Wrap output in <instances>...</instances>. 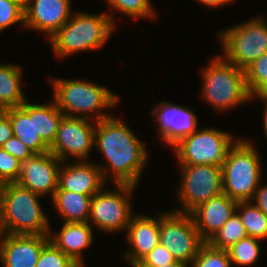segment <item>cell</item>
Here are the masks:
<instances>
[{"instance_id":"16","label":"cell","mask_w":267,"mask_h":267,"mask_svg":"<svg viewBox=\"0 0 267 267\" xmlns=\"http://www.w3.org/2000/svg\"><path fill=\"white\" fill-rule=\"evenodd\" d=\"M71 0H30L24 10V27L44 32L48 39L72 16Z\"/></svg>"},{"instance_id":"31","label":"cell","mask_w":267,"mask_h":267,"mask_svg":"<svg viewBox=\"0 0 267 267\" xmlns=\"http://www.w3.org/2000/svg\"><path fill=\"white\" fill-rule=\"evenodd\" d=\"M68 255L49 242L41 251L35 267H77Z\"/></svg>"},{"instance_id":"7","label":"cell","mask_w":267,"mask_h":267,"mask_svg":"<svg viewBox=\"0 0 267 267\" xmlns=\"http://www.w3.org/2000/svg\"><path fill=\"white\" fill-rule=\"evenodd\" d=\"M219 32L222 56L243 70L267 52V22L262 17L251 18Z\"/></svg>"},{"instance_id":"29","label":"cell","mask_w":267,"mask_h":267,"mask_svg":"<svg viewBox=\"0 0 267 267\" xmlns=\"http://www.w3.org/2000/svg\"><path fill=\"white\" fill-rule=\"evenodd\" d=\"M190 267H232V262L227 250L214 248L208 242H204Z\"/></svg>"},{"instance_id":"22","label":"cell","mask_w":267,"mask_h":267,"mask_svg":"<svg viewBox=\"0 0 267 267\" xmlns=\"http://www.w3.org/2000/svg\"><path fill=\"white\" fill-rule=\"evenodd\" d=\"M51 200L64 222H89L91 196L57 189Z\"/></svg>"},{"instance_id":"17","label":"cell","mask_w":267,"mask_h":267,"mask_svg":"<svg viewBox=\"0 0 267 267\" xmlns=\"http://www.w3.org/2000/svg\"><path fill=\"white\" fill-rule=\"evenodd\" d=\"M106 181L97 163L75 161L70 165L62 161L58 174L57 189L93 196L105 187Z\"/></svg>"},{"instance_id":"4","label":"cell","mask_w":267,"mask_h":267,"mask_svg":"<svg viewBox=\"0 0 267 267\" xmlns=\"http://www.w3.org/2000/svg\"><path fill=\"white\" fill-rule=\"evenodd\" d=\"M40 197L17 182L9 183L0 199V233L48 235L51 228Z\"/></svg>"},{"instance_id":"6","label":"cell","mask_w":267,"mask_h":267,"mask_svg":"<svg viewBox=\"0 0 267 267\" xmlns=\"http://www.w3.org/2000/svg\"><path fill=\"white\" fill-rule=\"evenodd\" d=\"M246 139L230 147L222 168L223 193L237 202L251 201L261 182L260 154Z\"/></svg>"},{"instance_id":"5","label":"cell","mask_w":267,"mask_h":267,"mask_svg":"<svg viewBox=\"0 0 267 267\" xmlns=\"http://www.w3.org/2000/svg\"><path fill=\"white\" fill-rule=\"evenodd\" d=\"M202 96L219 112H226L251 101L247 90L245 70L217 56L202 69Z\"/></svg>"},{"instance_id":"14","label":"cell","mask_w":267,"mask_h":267,"mask_svg":"<svg viewBox=\"0 0 267 267\" xmlns=\"http://www.w3.org/2000/svg\"><path fill=\"white\" fill-rule=\"evenodd\" d=\"M151 114L157 120L159 140L171 147L198 129L197 115L193 113V110L191 111L190 107L188 109L162 101L156 104Z\"/></svg>"},{"instance_id":"10","label":"cell","mask_w":267,"mask_h":267,"mask_svg":"<svg viewBox=\"0 0 267 267\" xmlns=\"http://www.w3.org/2000/svg\"><path fill=\"white\" fill-rule=\"evenodd\" d=\"M181 183L177 196L181 209L173 211L189 214L194 208L223 193L222 169L213 165H179Z\"/></svg>"},{"instance_id":"37","label":"cell","mask_w":267,"mask_h":267,"mask_svg":"<svg viewBox=\"0 0 267 267\" xmlns=\"http://www.w3.org/2000/svg\"><path fill=\"white\" fill-rule=\"evenodd\" d=\"M251 202L267 215V184L261 185L260 183L258 185Z\"/></svg>"},{"instance_id":"26","label":"cell","mask_w":267,"mask_h":267,"mask_svg":"<svg viewBox=\"0 0 267 267\" xmlns=\"http://www.w3.org/2000/svg\"><path fill=\"white\" fill-rule=\"evenodd\" d=\"M247 237L239 214L235 211L208 243L217 249L227 250L239 240Z\"/></svg>"},{"instance_id":"25","label":"cell","mask_w":267,"mask_h":267,"mask_svg":"<svg viewBox=\"0 0 267 267\" xmlns=\"http://www.w3.org/2000/svg\"><path fill=\"white\" fill-rule=\"evenodd\" d=\"M236 212L239 214L247 236L258 240L267 239V215L251 201L238 202Z\"/></svg>"},{"instance_id":"40","label":"cell","mask_w":267,"mask_h":267,"mask_svg":"<svg viewBox=\"0 0 267 267\" xmlns=\"http://www.w3.org/2000/svg\"><path fill=\"white\" fill-rule=\"evenodd\" d=\"M9 183L10 182L0 173V199L6 193Z\"/></svg>"},{"instance_id":"42","label":"cell","mask_w":267,"mask_h":267,"mask_svg":"<svg viewBox=\"0 0 267 267\" xmlns=\"http://www.w3.org/2000/svg\"><path fill=\"white\" fill-rule=\"evenodd\" d=\"M12 1L17 3L24 10L28 7V5L30 3V0H12Z\"/></svg>"},{"instance_id":"23","label":"cell","mask_w":267,"mask_h":267,"mask_svg":"<svg viewBox=\"0 0 267 267\" xmlns=\"http://www.w3.org/2000/svg\"><path fill=\"white\" fill-rule=\"evenodd\" d=\"M22 74L17 64H0V110L20 107L27 100L21 87Z\"/></svg>"},{"instance_id":"9","label":"cell","mask_w":267,"mask_h":267,"mask_svg":"<svg viewBox=\"0 0 267 267\" xmlns=\"http://www.w3.org/2000/svg\"><path fill=\"white\" fill-rule=\"evenodd\" d=\"M116 187L115 191L104 187L92 196L89 224L103 232L127 230L134 215L130 197L137 187L128 184H116Z\"/></svg>"},{"instance_id":"1","label":"cell","mask_w":267,"mask_h":267,"mask_svg":"<svg viewBox=\"0 0 267 267\" xmlns=\"http://www.w3.org/2000/svg\"><path fill=\"white\" fill-rule=\"evenodd\" d=\"M94 146L107 159L105 167L97 164L105 181L137 186L148 158V150L127 123L113 116L97 121Z\"/></svg>"},{"instance_id":"11","label":"cell","mask_w":267,"mask_h":267,"mask_svg":"<svg viewBox=\"0 0 267 267\" xmlns=\"http://www.w3.org/2000/svg\"><path fill=\"white\" fill-rule=\"evenodd\" d=\"M159 243L176 260L190 265L204 241L200 238L192 217L172 209L159 214Z\"/></svg>"},{"instance_id":"27","label":"cell","mask_w":267,"mask_h":267,"mask_svg":"<svg viewBox=\"0 0 267 267\" xmlns=\"http://www.w3.org/2000/svg\"><path fill=\"white\" fill-rule=\"evenodd\" d=\"M261 240L247 236L227 249L232 264L239 266H251L256 264L260 257Z\"/></svg>"},{"instance_id":"8","label":"cell","mask_w":267,"mask_h":267,"mask_svg":"<svg viewBox=\"0 0 267 267\" xmlns=\"http://www.w3.org/2000/svg\"><path fill=\"white\" fill-rule=\"evenodd\" d=\"M230 133L214 128L197 129L174 148L180 165H213L223 168L230 147L237 141Z\"/></svg>"},{"instance_id":"28","label":"cell","mask_w":267,"mask_h":267,"mask_svg":"<svg viewBox=\"0 0 267 267\" xmlns=\"http://www.w3.org/2000/svg\"><path fill=\"white\" fill-rule=\"evenodd\" d=\"M245 78L251 96L267 93V52L245 69Z\"/></svg>"},{"instance_id":"15","label":"cell","mask_w":267,"mask_h":267,"mask_svg":"<svg viewBox=\"0 0 267 267\" xmlns=\"http://www.w3.org/2000/svg\"><path fill=\"white\" fill-rule=\"evenodd\" d=\"M0 262L3 267H35L48 235L0 233Z\"/></svg>"},{"instance_id":"39","label":"cell","mask_w":267,"mask_h":267,"mask_svg":"<svg viewBox=\"0 0 267 267\" xmlns=\"http://www.w3.org/2000/svg\"><path fill=\"white\" fill-rule=\"evenodd\" d=\"M200 4H202L203 6H208L210 8H219L222 6H225L226 4H229L230 2L232 3V1L234 2V0H197Z\"/></svg>"},{"instance_id":"33","label":"cell","mask_w":267,"mask_h":267,"mask_svg":"<svg viewBox=\"0 0 267 267\" xmlns=\"http://www.w3.org/2000/svg\"><path fill=\"white\" fill-rule=\"evenodd\" d=\"M176 259L168 249L160 243L144 256L134 267H162L175 262Z\"/></svg>"},{"instance_id":"34","label":"cell","mask_w":267,"mask_h":267,"mask_svg":"<svg viewBox=\"0 0 267 267\" xmlns=\"http://www.w3.org/2000/svg\"><path fill=\"white\" fill-rule=\"evenodd\" d=\"M21 161L0 147V173L10 182H17L20 177Z\"/></svg>"},{"instance_id":"30","label":"cell","mask_w":267,"mask_h":267,"mask_svg":"<svg viewBox=\"0 0 267 267\" xmlns=\"http://www.w3.org/2000/svg\"><path fill=\"white\" fill-rule=\"evenodd\" d=\"M151 0H106L112 11L121 12L132 18H154L155 12Z\"/></svg>"},{"instance_id":"3","label":"cell","mask_w":267,"mask_h":267,"mask_svg":"<svg viewBox=\"0 0 267 267\" xmlns=\"http://www.w3.org/2000/svg\"><path fill=\"white\" fill-rule=\"evenodd\" d=\"M110 13H74L70 19L49 38L56 56L66 57L73 53L100 49L116 28Z\"/></svg>"},{"instance_id":"21","label":"cell","mask_w":267,"mask_h":267,"mask_svg":"<svg viewBox=\"0 0 267 267\" xmlns=\"http://www.w3.org/2000/svg\"><path fill=\"white\" fill-rule=\"evenodd\" d=\"M27 101L20 107L4 109L12 124L14 136L34 154L49 152L50 147L42 140L34 126V104Z\"/></svg>"},{"instance_id":"19","label":"cell","mask_w":267,"mask_h":267,"mask_svg":"<svg viewBox=\"0 0 267 267\" xmlns=\"http://www.w3.org/2000/svg\"><path fill=\"white\" fill-rule=\"evenodd\" d=\"M126 232L130 247L124 257L134 267L159 244V215L155 219L148 215L134 214Z\"/></svg>"},{"instance_id":"12","label":"cell","mask_w":267,"mask_h":267,"mask_svg":"<svg viewBox=\"0 0 267 267\" xmlns=\"http://www.w3.org/2000/svg\"><path fill=\"white\" fill-rule=\"evenodd\" d=\"M96 122L77 117L63 116L50 152L61 161H68V155L75 161L88 160L94 146Z\"/></svg>"},{"instance_id":"20","label":"cell","mask_w":267,"mask_h":267,"mask_svg":"<svg viewBox=\"0 0 267 267\" xmlns=\"http://www.w3.org/2000/svg\"><path fill=\"white\" fill-rule=\"evenodd\" d=\"M92 225L89 222H64L58 233L50 230L49 241L78 265H85L83 250L94 241ZM53 234V235H52Z\"/></svg>"},{"instance_id":"2","label":"cell","mask_w":267,"mask_h":267,"mask_svg":"<svg viewBox=\"0 0 267 267\" xmlns=\"http://www.w3.org/2000/svg\"><path fill=\"white\" fill-rule=\"evenodd\" d=\"M50 83L54 90L53 100L64 116L97 122L112 116L101 113L102 110L113 109L120 102V97L107 87H101L88 80L53 78L50 79ZM93 112H97V115L92 117L90 113Z\"/></svg>"},{"instance_id":"38","label":"cell","mask_w":267,"mask_h":267,"mask_svg":"<svg viewBox=\"0 0 267 267\" xmlns=\"http://www.w3.org/2000/svg\"><path fill=\"white\" fill-rule=\"evenodd\" d=\"M254 97H257L258 99L262 100V102L264 104V116H263V126H264V134L266 136V140H267V93H258V94H254L253 96H251V99H253Z\"/></svg>"},{"instance_id":"18","label":"cell","mask_w":267,"mask_h":267,"mask_svg":"<svg viewBox=\"0 0 267 267\" xmlns=\"http://www.w3.org/2000/svg\"><path fill=\"white\" fill-rule=\"evenodd\" d=\"M237 201L222 193L194 208L189 215L204 242H208L236 211Z\"/></svg>"},{"instance_id":"41","label":"cell","mask_w":267,"mask_h":267,"mask_svg":"<svg viewBox=\"0 0 267 267\" xmlns=\"http://www.w3.org/2000/svg\"><path fill=\"white\" fill-rule=\"evenodd\" d=\"M162 267H190L189 264L176 260L173 263L166 264Z\"/></svg>"},{"instance_id":"36","label":"cell","mask_w":267,"mask_h":267,"mask_svg":"<svg viewBox=\"0 0 267 267\" xmlns=\"http://www.w3.org/2000/svg\"><path fill=\"white\" fill-rule=\"evenodd\" d=\"M13 136L14 133L9 116L4 110H0V147Z\"/></svg>"},{"instance_id":"13","label":"cell","mask_w":267,"mask_h":267,"mask_svg":"<svg viewBox=\"0 0 267 267\" xmlns=\"http://www.w3.org/2000/svg\"><path fill=\"white\" fill-rule=\"evenodd\" d=\"M61 163L62 161L50 151L34 154L31 158L21 162L17 183L41 197L48 194L52 198L58 187Z\"/></svg>"},{"instance_id":"35","label":"cell","mask_w":267,"mask_h":267,"mask_svg":"<svg viewBox=\"0 0 267 267\" xmlns=\"http://www.w3.org/2000/svg\"><path fill=\"white\" fill-rule=\"evenodd\" d=\"M2 148L21 162L34 155V153L15 136L5 142Z\"/></svg>"},{"instance_id":"24","label":"cell","mask_w":267,"mask_h":267,"mask_svg":"<svg viewBox=\"0 0 267 267\" xmlns=\"http://www.w3.org/2000/svg\"><path fill=\"white\" fill-rule=\"evenodd\" d=\"M64 114L58 109L55 101L50 104H34V126L42 140L50 147L58 131Z\"/></svg>"},{"instance_id":"32","label":"cell","mask_w":267,"mask_h":267,"mask_svg":"<svg viewBox=\"0 0 267 267\" xmlns=\"http://www.w3.org/2000/svg\"><path fill=\"white\" fill-rule=\"evenodd\" d=\"M19 22L24 28V9L12 0H0V32Z\"/></svg>"}]
</instances>
